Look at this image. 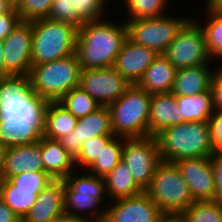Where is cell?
<instances>
[{"mask_svg": "<svg viewBox=\"0 0 222 222\" xmlns=\"http://www.w3.org/2000/svg\"><path fill=\"white\" fill-rule=\"evenodd\" d=\"M106 193L114 200L138 195L143 190L136 184L128 165L121 160L105 177Z\"/></svg>", "mask_w": 222, "mask_h": 222, "instance_id": "27", "label": "cell"}, {"mask_svg": "<svg viewBox=\"0 0 222 222\" xmlns=\"http://www.w3.org/2000/svg\"><path fill=\"white\" fill-rule=\"evenodd\" d=\"M127 38L126 22L121 25L104 19L85 22L78 28L75 49L82 70L112 67Z\"/></svg>", "mask_w": 222, "mask_h": 222, "instance_id": "1", "label": "cell"}, {"mask_svg": "<svg viewBox=\"0 0 222 222\" xmlns=\"http://www.w3.org/2000/svg\"><path fill=\"white\" fill-rule=\"evenodd\" d=\"M53 0H22L17 13L22 21H34L47 18Z\"/></svg>", "mask_w": 222, "mask_h": 222, "instance_id": "36", "label": "cell"}, {"mask_svg": "<svg viewBox=\"0 0 222 222\" xmlns=\"http://www.w3.org/2000/svg\"><path fill=\"white\" fill-rule=\"evenodd\" d=\"M12 8L17 9L22 0H5Z\"/></svg>", "mask_w": 222, "mask_h": 222, "instance_id": "48", "label": "cell"}, {"mask_svg": "<svg viewBox=\"0 0 222 222\" xmlns=\"http://www.w3.org/2000/svg\"><path fill=\"white\" fill-rule=\"evenodd\" d=\"M189 20L165 15L127 20L128 38L136 44L163 54Z\"/></svg>", "mask_w": 222, "mask_h": 222, "instance_id": "9", "label": "cell"}, {"mask_svg": "<svg viewBox=\"0 0 222 222\" xmlns=\"http://www.w3.org/2000/svg\"><path fill=\"white\" fill-rule=\"evenodd\" d=\"M41 156L44 171L54 180H64L75 171V160L58 140L41 137Z\"/></svg>", "mask_w": 222, "mask_h": 222, "instance_id": "22", "label": "cell"}, {"mask_svg": "<svg viewBox=\"0 0 222 222\" xmlns=\"http://www.w3.org/2000/svg\"><path fill=\"white\" fill-rule=\"evenodd\" d=\"M107 0H53L47 18L80 28L85 22L101 19Z\"/></svg>", "mask_w": 222, "mask_h": 222, "instance_id": "17", "label": "cell"}, {"mask_svg": "<svg viewBox=\"0 0 222 222\" xmlns=\"http://www.w3.org/2000/svg\"><path fill=\"white\" fill-rule=\"evenodd\" d=\"M100 135H114L108 106H101L86 117L78 118L74 130L59 138L58 141L68 154L76 160L82 143Z\"/></svg>", "mask_w": 222, "mask_h": 222, "instance_id": "15", "label": "cell"}, {"mask_svg": "<svg viewBox=\"0 0 222 222\" xmlns=\"http://www.w3.org/2000/svg\"><path fill=\"white\" fill-rule=\"evenodd\" d=\"M167 0H125L131 16L128 20L164 16Z\"/></svg>", "mask_w": 222, "mask_h": 222, "instance_id": "34", "label": "cell"}, {"mask_svg": "<svg viewBox=\"0 0 222 222\" xmlns=\"http://www.w3.org/2000/svg\"><path fill=\"white\" fill-rule=\"evenodd\" d=\"M183 122H208L214 112L212 91L192 96H175Z\"/></svg>", "mask_w": 222, "mask_h": 222, "instance_id": "26", "label": "cell"}, {"mask_svg": "<svg viewBox=\"0 0 222 222\" xmlns=\"http://www.w3.org/2000/svg\"><path fill=\"white\" fill-rule=\"evenodd\" d=\"M181 123V112L172 92L152 94L149 113V136Z\"/></svg>", "mask_w": 222, "mask_h": 222, "instance_id": "21", "label": "cell"}, {"mask_svg": "<svg viewBox=\"0 0 222 222\" xmlns=\"http://www.w3.org/2000/svg\"><path fill=\"white\" fill-rule=\"evenodd\" d=\"M26 171L45 172L39 142L9 147L6 150L3 169L0 174L1 179H9L11 176Z\"/></svg>", "mask_w": 222, "mask_h": 222, "instance_id": "19", "label": "cell"}, {"mask_svg": "<svg viewBox=\"0 0 222 222\" xmlns=\"http://www.w3.org/2000/svg\"><path fill=\"white\" fill-rule=\"evenodd\" d=\"M31 64L59 60L75 53L78 28L48 18L31 21Z\"/></svg>", "mask_w": 222, "mask_h": 222, "instance_id": "5", "label": "cell"}, {"mask_svg": "<svg viewBox=\"0 0 222 222\" xmlns=\"http://www.w3.org/2000/svg\"><path fill=\"white\" fill-rule=\"evenodd\" d=\"M164 222H180L177 218H167Z\"/></svg>", "mask_w": 222, "mask_h": 222, "instance_id": "49", "label": "cell"}, {"mask_svg": "<svg viewBox=\"0 0 222 222\" xmlns=\"http://www.w3.org/2000/svg\"><path fill=\"white\" fill-rule=\"evenodd\" d=\"M77 118L58 101H48L42 136L58 140L74 130Z\"/></svg>", "mask_w": 222, "mask_h": 222, "instance_id": "25", "label": "cell"}, {"mask_svg": "<svg viewBox=\"0 0 222 222\" xmlns=\"http://www.w3.org/2000/svg\"><path fill=\"white\" fill-rule=\"evenodd\" d=\"M210 89L214 110H222V67L213 74Z\"/></svg>", "mask_w": 222, "mask_h": 222, "instance_id": "41", "label": "cell"}, {"mask_svg": "<svg viewBox=\"0 0 222 222\" xmlns=\"http://www.w3.org/2000/svg\"><path fill=\"white\" fill-rule=\"evenodd\" d=\"M0 222H22L19 216L0 198Z\"/></svg>", "mask_w": 222, "mask_h": 222, "instance_id": "42", "label": "cell"}, {"mask_svg": "<svg viewBox=\"0 0 222 222\" xmlns=\"http://www.w3.org/2000/svg\"><path fill=\"white\" fill-rule=\"evenodd\" d=\"M208 64L179 68L171 92L175 96H192L210 90L214 72Z\"/></svg>", "mask_w": 222, "mask_h": 222, "instance_id": "24", "label": "cell"}, {"mask_svg": "<svg viewBox=\"0 0 222 222\" xmlns=\"http://www.w3.org/2000/svg\"><path fill=\"white\" fill-rule=\"evenodd\" d=\"M9 180L16 186V189L25 190H43L52 179L45 172H24L19 175H14Z\"/></svg>", "mask_w": 222, "mask_h": 222, "instance_id": "37", "label": "cell"}, {"mask_svg": "<svg viewBox=\"0 0 222 222\" xmlns=\"http://www.w3.org/2000/svg\"><path fill=\"white\" fill-rule=\"evenodd\" d=\"M197 21L189 20L163 55L177 69L210 63L205 36Z\"/></svg>", "mask_w": 222, "mask_h": 222, "instance_id": "10", "label": "cell"}, {"mask_svg": "<svg viewBox=\"0 0 222 222\" xmlns=\"http://www.w3.org/2000/svg\"><path fill=\"white\" fill-rule=\"evenodd\" d=\"M174 164L186 181L194 201L214 199L215 180L211 156L181 159Z\"/></svg>", "mask_w": 222, "mask_h": 222, "instance_id": "16", "label": "cell"}, {"mask_svg": "<svg viewBox=\"0 0 222 222\" xmlns=\"http://www.w3.org/2000/svg\"><path fill=\"white\" fill-rule=\"evenodd\" d=\"M177 70L163 54H159L137 85L151 95L171 92Z\"/></svg>", "mask_w": 222, "mask_h": 222, "instance_id": "23", "label": "cell"}, {"mask_svg": "<svg viewBox=\"0 0 222 222\" xmlns=\"http://www.w3.org/2000/svg\"><path fill=\"white\" fill-rule=\"evenodd\" d=\"M115 135H100L95 138L84 141L78 158L75 160V166L80 165L88 169L102 152L105 145Z\"/></svg>", "mask_w": 222, "mask_h": 222, "instance_id": "35", "label": "cell"}, {"mask_svg": "<svg viewBox=\"0 0 222 222\" xmlns=\"http://www.w3.org/2000/svg\"><path fill=\"white\" fill-rule=\"evenodd\" d=\"M81 72L74 53L59 60L32 65L28 76L35 95L47 101H59L71 89L79 87Z\"/></svg>", "mask_w": 222, "mask_h": 222, "instance_id": "6", "label": "cell"}, {"mask_svg": "<svg viewBox=\"0 0 222 222\" xmlns=\"http://www.w3.org/2000/svg\"><path fill=\"white\" fill-rule=\"evenodd\" d=\"M145 192L167 218H178L194 202L186 181L174 163L162 161Z\"/></svg>", "mask_w": 222, "mask_h": 222, "instance_id": "7", "label": "cell"}, {"mask_svg": "<svg viewBox=\"0 0 222 222\" xmlns=\"http://www.w3.org/2000/svg\"><path fill=\"white\" fill-rule=\"evenodd\" d=\"M77 119L86 117L101 105L80 87L71 89L59 101Z\"/></svg>", "mask_w": 222, "mask_h": 222, "instance_id": "32", "label": "cell"}, {"mask_svg": "<svg viewBox=\"0 0 222 222\" xmlns=\"http://www.w3.org/2000/svg\"><path fill=\"white\" fill-rule=\"evenodd\" d=\"M41 137L42 131L33 123L0 121V143L7 148L33 144Z\"/></svg>", "mask_w": 222, "mask_h": 222, "instance_id": "28", "label": "cell"}, {"mask_svg": "<svg viewBox=\"0 0 222 222\" xmlns=\"http://www.w3.org/2000/svg\"><path fill=\"white\" fill-rule=\"evenodd\" d=\"M63 181L64 212L73 214L85 222H102L105 217V210L98 214L96 207L101 204V201L104 200L103 197L107 194L104 178L93 174L79 177L72 172ZM84 210H88L90 214L85 216V213H81ZM88 215L94 219L86 218Z\"/></svg>", "mask_w": 222, "mask_h": 222, "instance_id": "8", "label": "cell"}, {"mask_svg": "<svg viewBox=\"0 0 222 222\" xmlns=\"http://www.w3.org/2000/svg\"><path fill=\"white\" fill-rule=\"evenodd\" d=\"M158 55L155 50L127 38L112 67L131 84H137Z\"/></svg>", "mask_w": 222, "mask_h": 222, "instance_id": "18", "label": "cell"}, {"mask_svg": "<svg viewBox=\"0 0 222 222\" xmlns=\"http://www.w3.org/2000/svg\"><path fill=\"white\" fill-rule=\"evenodd\" d=\"M48 101L33 93L28 75L0 78V121L28 122L44 129Z\"/></svg>", "mask_w": 222, "mask_h": 222, "instance_id": "2", "label": "cell"}, {"mask_svg": "<svg viewBox=\"0 0 222 222\" xmlns=\"http://www.w3.org/2000/svg\"><path fill=\"white\" fill-rule=\"evenodd\" d=\"M161 160L174 163L181 159L214 154L209 122H183L156 135Z\"/></svg>", "mask_w": 222, "mask_h": 222, "instance_id": "3", "label": "cell"}, {"mask_svg": "<svg viewBox=\"0 0 222 222\" xmlns=\"http://www.w3.org/2000/svg\"><path fill=\"white\" fill-rule=\"evenodd\" d=\"M64 212V181L53 180L37 196L22 222H49Z\"/></svg>", "mask_w": 222, "mask_h": 222, "instance_id": "20", "label": "cell"}, {"mask_svg": "<svg viewBox=\"0 0 222 222\" xmlns=\"http://www.w3.org/2000/svg\"><path fill=\"white\" fill-rule=\"evenodd\" d=\"M211 165L215 180L214 201L222 205V153H214L211 156Z\"/></svg>", "mask_w": 222, "mask_h": 222, "instance_id": "40", "label": "cell"}, {"mask_svg": "<svg viewBox=\"0 0 222 222\" xmlns=\"http://www.w3.org/2000/svg\"><path fill=\"white\" fill-rule=\"evenodd\" d=\"M6 150L7 147L4 144L0 143V174L3 169Z\"/></svg>", "mask_w": 222, "mask_h": 222, "instance_id": "45", "label": "cell"}, {"mask_svg": "<svg viewBox=\"0 0 222 222\" xmlns=\"http://www.w3.org/2000/svg\"><path fill=\"white\" fill-rule=\"evenodd\" d=\"M132 84L113 67L85 69L79 87L101 106H108L120 98Z\"/></svg>", "mask_w": 222, "mask_h": 222, "instance_id": "12", "label": "cell"}, {"mask_svg": "<svg viewBox=\"0 0 222 222\" xmlns=\"http://www.w3.org/2000/svg\"><path fill=\"white\" fill-rule=\"evenodd\" d=\"M123 142V143H122ZM123 141L114 136L103 148L100 155L88 168L90 174L104 178L122 159Z\"/></svg>", "mask_w": 222, "mask_h": 222, "instance_id": "31", "label": "cell"}, {"mask_svg": "<svg viewBox=\"0 0 222 222\" xmlns=\"http://www.w3.org/2000/svg\"><path fill=\"white\" fill-rule=\"evenodd\" d=\"M5 76L28 75L31 64L32 25L21 21L2 41Z\"/></svg>", "mask_w": 222, "mask_h": 222, "instance_id": "14", "label": "cell"}, {"mask_svg": "<svg viewBox=\"0 0 222 222\" xmlns=\"http://www.w3.org/2000/svg\"><path fill=\"white\" fill-rule=\"evenodd\" d=\"M49 222H85V221L79 217L74 216L73 214L63 212Z\"/></svg>", "mask_w": 222, "mask_h": 222, "instance_id": "43", "label": "cell"}, {"mask_svg": "<svg viewBox=\"0 0 222 222\" xmlns=\"http://www.w3.org/2000/svg\"><path fill=\"white\" fill-rule=\"evenodd\" d=\"M207 6L220 10L222 8V0H206Z\"/></svg>", "mask_w": 222, "mask_h": 222, "instance_id": "46", "label": "cell"}, {"mask_svg": "<svg viewBox=\"0 0 222 222\" xmlns=\"http://www.w3.org/2000/svg\"><path fill=\"white\" fill-rule=\"evenodd\" d=\"M42 190L16 189L9 179H1L0 198L22 220L37 200Z\"/></svg>", "mask_w": 222, "mask_h": 222, "instance_id": "29", "label": "cell"}, {"mask_svg": "<svg viewBox=\"0 0 222 222\" xmlns=\"http://www.w3.org/2000/svg\"><path fill=\"white\" fill-rule=\"evenodd\" d=\"M5 77V64L3 57V45L2 40H0V78Z\"/></svg>", "mask_w": 222, "mask_h": 222, "instance_id": "44", "label": "cell"}, {"mask_svg": "<svg viewBox=\"0 0 222 222\" xmlns=\"http://www.w3.org/2000/svg\"><path fill=\"white\" fill-rule=\"evenodd\" d=\"M12 7L5 1L0 0V15L9 12Z\"/></svg>", "mask_w": 222, "mask_h": 222, "instance_id": "47", "label": "cell"}, {"mask_svg": "<svg viewBox=\"0 0 222 222\" xmlns=\"http://www.w3.org/2000/svg\"><path fill=\"white\" fill-rule=\"evenodd\" d=\"M152 95L132 84L115 102L108 105L112 131L118 139L149 136Z\"/></svg>", "mask_w": 222, "mask_h": 222, "instance_id": "4", "label": "cell"}, {"mask_svg": "<svg viewBox=\"0 0 222 222\" xmlns=\"http://www.w3.org/2000/svg\"><path fill=\"white\" fill-rule=\"evenodd\" d=\"M209 122L214 153H222V110H214Z\"/></svg>", "mask_w": 222, "mask_h": 222, "instance_id": "38", "label": "cell"}, {"mask_svg": "<svg viewBox=\"0 0 222 222\" xmlns=\"http://www.w3.org/2000/svg\"><path fill=\"white\" fill-rule=\"evenodd\" d=\"M21 18L15 8L0 15V40H4L21 22Z\"/></svg>", "mask_w": 222, "mask_h": 222, "instance_id": "39", "label": "cell"}, {"mask_svg": "<svg viewBox=\"0 0 222 222\" xmlns=\"http://www.w3.org/2000/svg\"><path fill=\"white\" fill-rule=\"evenodd\" d=\"M177 219L180 222H222V205L214 200L194 201Z\"/></svg>", "mask_w": 222, "mask_h": 222, "instance_id": "30", "label": "cell"}, {"mask_svg": "<svg viewBox=\"0 0 222 222\" xmlns=\"http://www.w3.org/2000/svg\"><path fill=\"white\" fill-rule=\"evenodd\" d=\"M115 201L105 210L102 222H164L167 219L145 191Z\"/></svg>", "mask_w": 222, "mask_h": 222, "instance_id": "13", "label": "cell"}, {"mask_svg": "<svg viewBox=\"0 0 222 222\" xmlns=\"http://www.w3.org/2000/svg\"><path fill=\"white\" fill-rule=\"evenodd\" d=\"M210 14L207 24L202 26L210 57H222V11L206 6Z\"/></svg>", "mask_w": 222, "mask_h": 222, "instance_id": "33", "label": "cell"}, {"mask_svg": "<svg viewBox=\"0 0 222 222\" xmlns=\"http://www.w3.org/2000/svg\"><path fill=\"white\" fill-rule=\"evenodd\" d=\"M121 160L128 165L136 184L145 191L162 162L156 136L124 138Z\"/></svg>", "mask_w": 222, "mask_h": 222, "instance_id": "11", "label": "cell"}]
</instances>
